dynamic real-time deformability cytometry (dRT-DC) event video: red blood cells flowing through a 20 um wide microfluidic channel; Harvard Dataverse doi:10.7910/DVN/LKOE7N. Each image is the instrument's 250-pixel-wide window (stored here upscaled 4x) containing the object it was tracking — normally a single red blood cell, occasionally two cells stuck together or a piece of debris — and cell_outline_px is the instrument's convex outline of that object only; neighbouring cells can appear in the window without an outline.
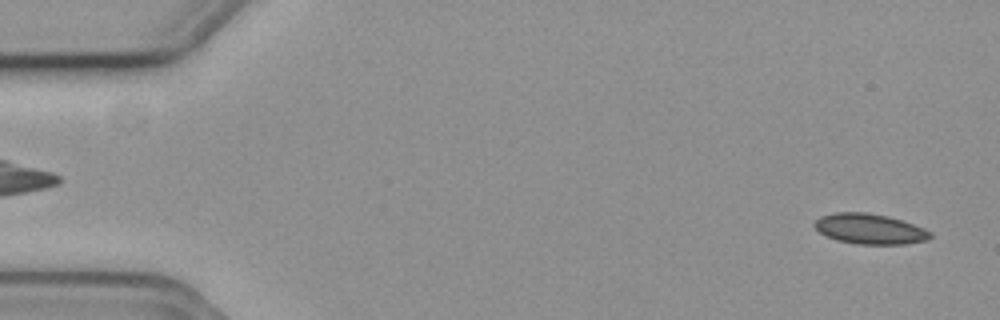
{"species": "common noctule bat (a hibernating species)", "species_latin": "Nyctalus noctula", "temperature_condition": "cold", "stored_images_in_passage": 56, "camera_frame_rate_fps": 3000, "um_per_image_px": 0.085, "animal": {"sex": "female", "body_mass_g": 19.3, "forearm_length_mm": 54.1}, "frame": {"image": 1, "passage_image": 2, "time_ms": 0.333, "image_size_px": [1000, 320], "cell_outline_px": [[932, 236], [928, 240], [904, 244], [856, 244], [836, 240], [824, 236], [812, 224], [820, 216], [836, 212], [864, 212], [888, 216], [924, 228], [932, 232]], "centroid_in_image_um": [73.91, 19.46], "position_along_channel_um": 11.1, "area_um2": 20.52}}
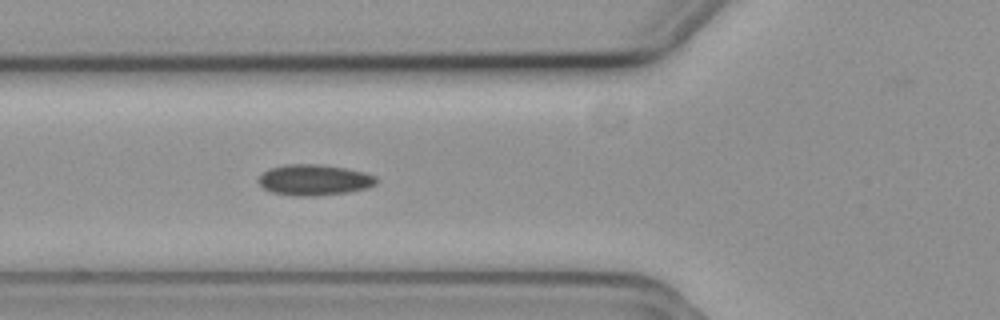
{"frame": {"image": 2, "passage_image": 20, "time_ms": 6.333, "image_size_px": [1000, 320], "cell_outline_px": [[376, 184], [368, 188], [348, 192], [316, 196], [292, 196], [272, 192], [264, 188], [260, 184], [260, 176], [268, 168], [284, 164], [320, 164], [344, 168], [364, 172], [376, 176]], "centroid_in_image_um": [26.71, 15.29], "position_along_channel_um": 99.1, "area_um2": 21.21}}
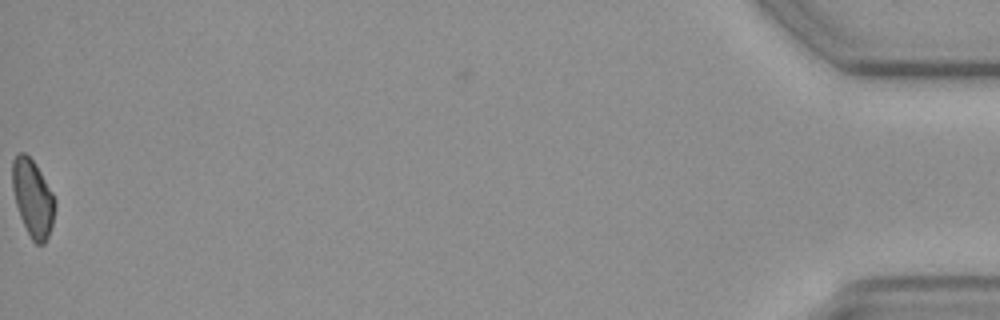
{"frame": {"image": 3, "passage_image": 56, "time_ms": 18.333, "image_size_px": [1000, 320], "cell_outline_px": [[56, 204], [52, 224], [48, 236], [44, 244], [36, 244], [32, 240], [20, 216], [16, 204], [12, 188], [12, 160], [20, 152], [24, 152], [36, 164], [52, 192], [56, 200]], "centroid_in_image_um": [2.79, 16.83], "position_along_channel_um": 432.4, "area_um2": 19.02}}